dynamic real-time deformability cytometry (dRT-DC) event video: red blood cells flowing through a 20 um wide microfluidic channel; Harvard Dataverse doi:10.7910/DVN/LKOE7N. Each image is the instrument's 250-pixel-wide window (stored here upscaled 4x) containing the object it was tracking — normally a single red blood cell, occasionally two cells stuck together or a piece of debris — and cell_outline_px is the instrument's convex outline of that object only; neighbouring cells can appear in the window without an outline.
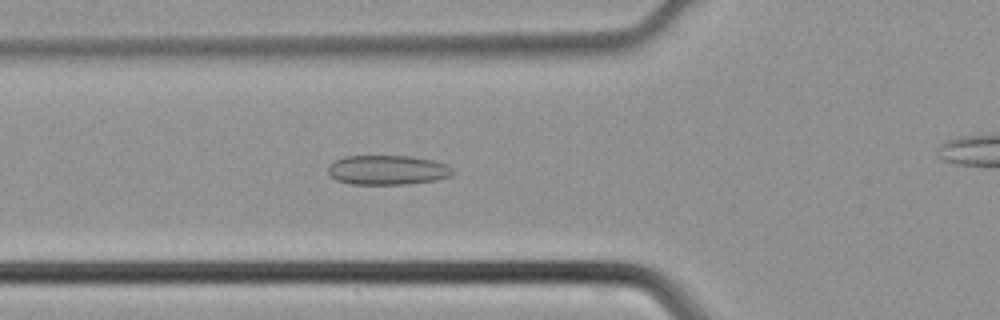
{"species": "common noctule bat (a hibernating species)", "species_latin": "Nyctalus noctula", "temperature_condition": "cold", "stored_images_in_passage": 41, "camera_frame_rate_fps": 3000, "um_per_image_px": 0.085, "animal": {"sex": "male", "body_mass_g": 21.5, "forearm_length_mm": 52.0}, "frame": {"image": 1, "passage_image": 17, "time_ms": 5.333, "image_size_px": [1000, 320], "cell_outline_px": [[456, 172], [452, 176], [436, 180], [404, 184], [352, 184], [336, 180], [328, 176], [328, 164], [344, 156], [412, 156], [432, 160], [448, 164]], "centroid_in_image_um": [32.95, 14.45], "position_along_channel_um": 92.9, "area_um2": 21.73}}
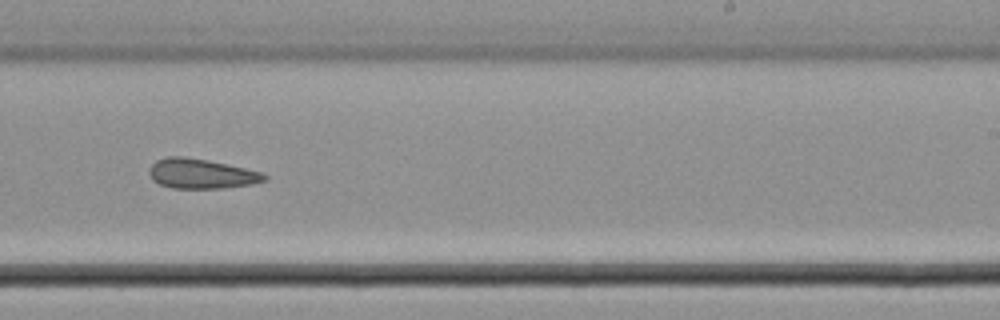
{"frame": {"image": 2, "passage_image": 29, "time_ms": 9.333, "image_size_px": [1000, 320], "cell_outline_px": [[268, 180], [252, 184], [224, 188], [172, 188], [160, 184], [152, 180], [148, 172], [152, 164], [156, 160], [168, 156], [184, 156], [208, 160], [264, 172], [268, 176]], "centroid_in_image_um": [17.13, 14.76], "position_along_channel_um": 271.9, "area_um2": 20.17}}
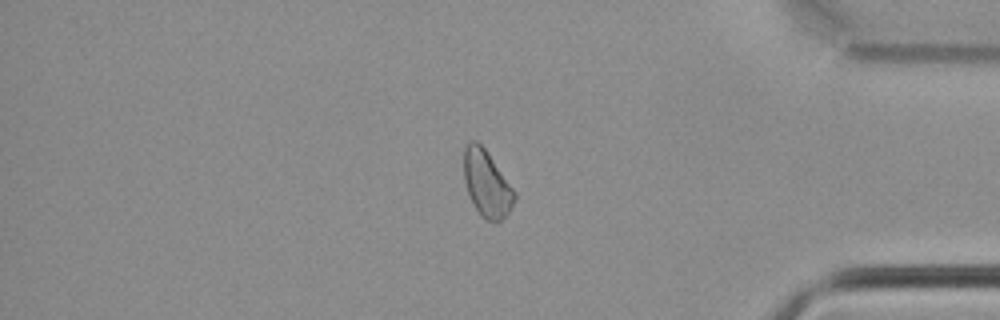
{"frame": {"image": 3, "passage_image": 39, "time_ms": 12.667, "image_size_px": [1000, 320], "cell_outline_px": [[516, 200], [508, 212], [496, 224], [492, 224], [480, 216], [468, 192], [464, 180], [464, 148], [472, 140], [476, 140], [484, 148], [516, 192]], "centroid_in_image_um": [41.38, 15.65], "position_along_channel_um": 393.8, "area_um2": 19.42}}